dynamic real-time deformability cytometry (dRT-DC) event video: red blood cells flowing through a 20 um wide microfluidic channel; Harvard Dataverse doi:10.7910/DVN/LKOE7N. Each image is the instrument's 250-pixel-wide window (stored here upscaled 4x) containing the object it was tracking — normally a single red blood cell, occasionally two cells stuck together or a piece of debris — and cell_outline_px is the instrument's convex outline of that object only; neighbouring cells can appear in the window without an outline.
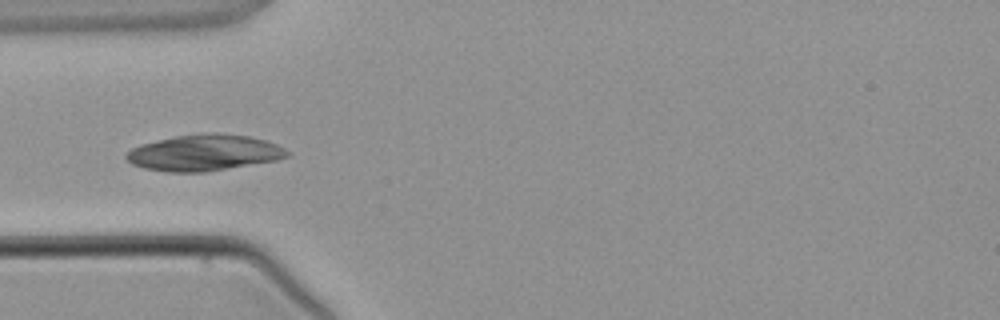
{"species": "common noctule bat (a hibernating species)", "species_latin": "Nyctalus noctula", "temperature_condition": "warm", "stored_images_in_passage": 3, "camera_frame_rate_fps": 3000, "um_per_image_px": 0.085, "animal": {"sex": "male", "body_mass_g": 21.5, "forearm_length_mm": 52.0}, "frame": {"image": 1, "passage_image": 3, "time_ms": 2.333, "image_size_px": [1000, 320], "cell_outline_px": [[292, 152], [288, 156], [276, 160], [204, 172], [168, 172], [144, 168], [132, 164], [124, 156], [132, 148], [140, 144], [176, 136], [204, 132], [216, 132], [248, 136], [264, 140], [276, 144]], "centroid_in_image_um": [17.35, 12.97], "position_along_channel_um": 67.6, "area_um2": 33.81}}